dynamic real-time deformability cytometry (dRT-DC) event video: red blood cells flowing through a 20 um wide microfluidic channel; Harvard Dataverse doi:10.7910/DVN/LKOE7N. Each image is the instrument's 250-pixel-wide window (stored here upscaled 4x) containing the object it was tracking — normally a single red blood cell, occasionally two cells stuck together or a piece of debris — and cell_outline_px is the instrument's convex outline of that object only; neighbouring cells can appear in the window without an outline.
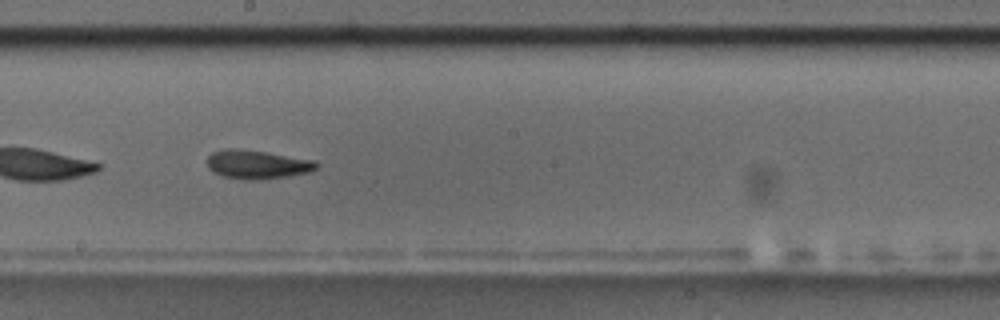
{"species": "common noctule bat (a hibernating species)", "species_latin": "Nyctalus noctula", "temperature_condition": "room temperature", "stored_images_in_passage": 49, "segment_of_instrument_passage": [2, 2], "camera_frame_rate_fps": 3000, "um_per_image_px": 0.085, "animal": {"sex": "male", "body_mass_g": 17.5, "forearm_length_mm": 52.3}, "frame": {"image": 1, "passage_image": 24, "time_ms": 7.667, "image_size_px": [1000, 320], "cell_outline_px": [[320, 164], [316, 168], [308, 172], [288, 176], [260, 180], [244, 180], [224, 176], [212, 172], [208, 168], [208, 156], [212, 152], [228, 148], [236, 148], [264, 152], [316, 160]], "centroid_in_image_um": [21.86, 13.98], "position_along_channel_um": 226.3, "area_um2": 18.32}}
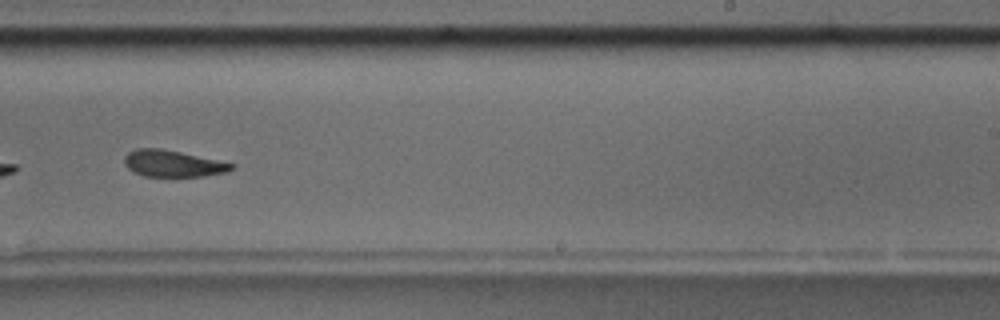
{"frame": {"image": 2, "passage_image": 28, "time_ms": 9.0, "image_size_px": [1000, 320], "cell_outline_px": [[236, 164], [228, 172], [204, 176], [144, 176], [132, 172], [124, 164], [124, 156], [128, 152], [136, 148], [160, 148], [180, 152]], "centroid_in_image_um": [14.66, 13.9], "position_along_channel_um": 274.3, "area_um2": 16.59}}